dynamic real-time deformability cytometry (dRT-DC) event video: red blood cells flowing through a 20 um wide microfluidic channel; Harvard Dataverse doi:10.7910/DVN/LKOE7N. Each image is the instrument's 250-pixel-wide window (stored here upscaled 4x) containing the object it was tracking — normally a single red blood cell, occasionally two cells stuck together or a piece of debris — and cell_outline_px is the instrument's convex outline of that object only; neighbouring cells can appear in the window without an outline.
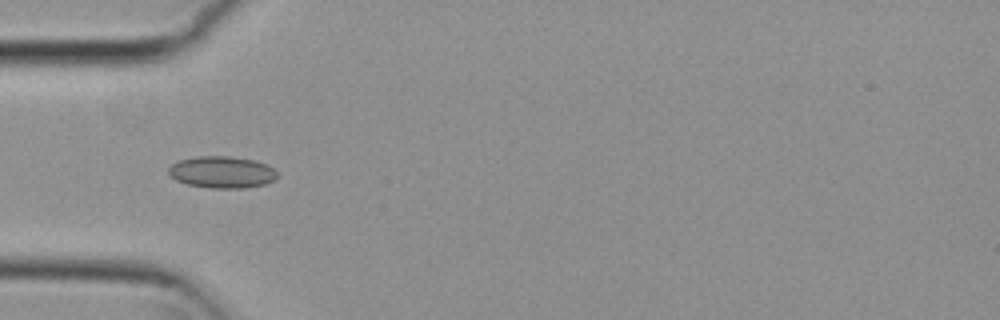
{"species": "common noctule bat (a hibernating species)", "species_latin": "Nyctalus noctula", "temperature_condition": "cold", "stored_images_in_passage": 5, "camera_frame_rate_fps": 3000, "um_per_image_px": 0.085, "animal": {"sex": "female", "body_mass_g": 29.2, "forearm_length_mm": 56.3}, "frame": {"image": 1, "passage_image": 4, "time_ms": 1.0, "image_size_px": [1000, 320], "cell_outline_px": [[276, 176], [272, 180], [264, 184], [244, 188], [208, 188], [188, 184], [176, 180], [168, 172], [168, 168], [172, 164], [180, 160], [196, 156], [228, 156], [256, 160], [272, 168], [276, 172]], "centroid_in_image_um": [18.83, 14.63], "position_along_channel_um": 66.2, "area_um2": 19.94}}
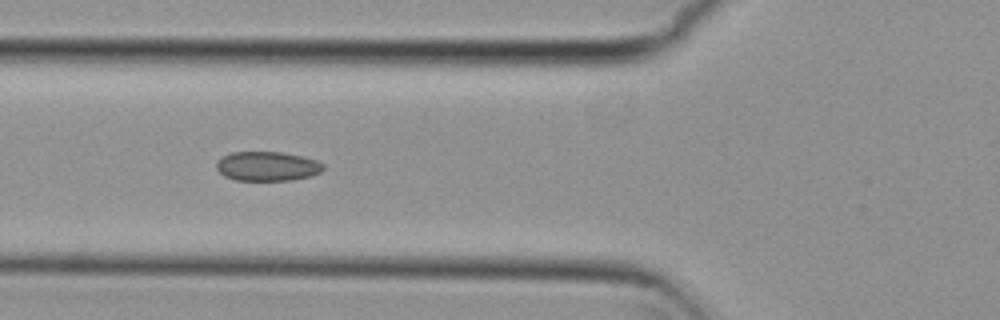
{"frame": {"image": 2, "passage_image": 5, "time_ms": 1.333, "image_size_px": [1000, 320], "cell_outline_px": [[324, 168], [320, 172], [312, 176], [292, 180], [236, 180], [224, 176], [216, 168], [216, 160], [232, 152], [280, 152], [304, 156], [316, 160], [324, 164]], "centroid_in_image_um": [22.73, 14.13], "position_along_channel_um": 103.1, "area_um2": 18.38}}